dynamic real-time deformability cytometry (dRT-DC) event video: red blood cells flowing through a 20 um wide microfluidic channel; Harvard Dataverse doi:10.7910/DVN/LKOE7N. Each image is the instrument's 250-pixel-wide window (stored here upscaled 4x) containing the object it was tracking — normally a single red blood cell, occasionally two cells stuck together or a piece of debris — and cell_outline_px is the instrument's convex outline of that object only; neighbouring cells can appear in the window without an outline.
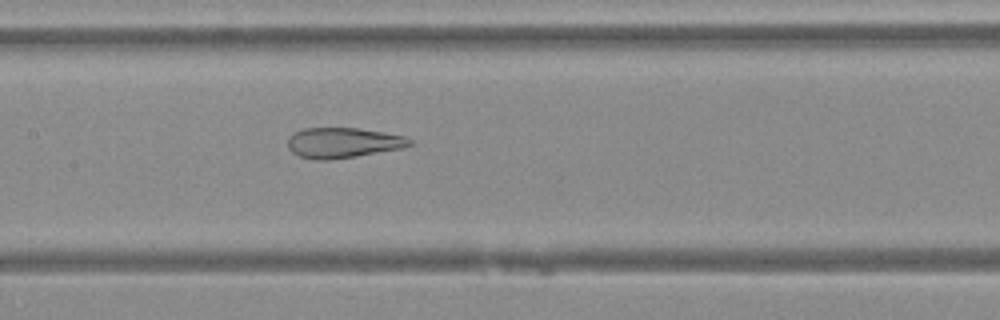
{"species": "Egyptian fruit bat (a non-hibernating species)", "species_latin": "Rousettus aegyptiacus", "temperature_condition": "warm", "stored_images_in_passage": 44, "camera_frame_rate_fps": 3000, "um_per_image_px": 0.085, "animal": {"sex": "female"}, "frame": {"image": 1, "passage_image": 19, "time_ms": 6.0, "image_size_px": [1000, 320], "cell_outline_px": [[412, 144], [404, 148], [356, 156], [328, 160], [316, 160], [300, 156], [292, 152], [288, 148], [288, 136], [292, 132], [304, 128], [360, 128], [384, 132], [404, 136], [412, 140]], "centroid_in_image_um": [29.14, 12.13], "position_along_channel_um": 178.3, "area_um2": 21.68}}
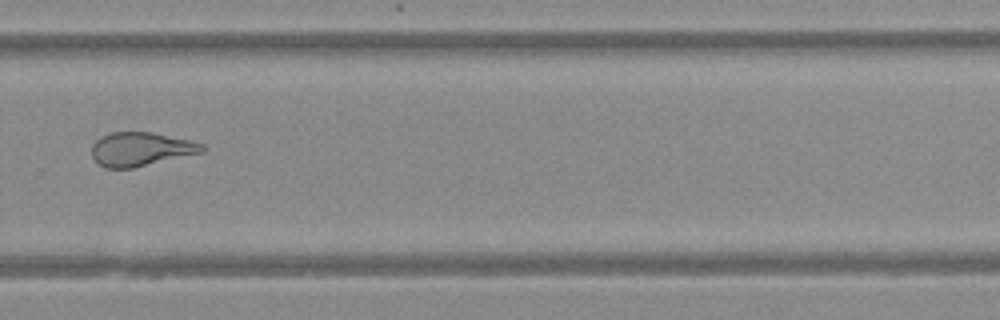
{"frame": {"image": 2, "passage_image": 29, "time_ms": 9.333, "image_size_px": [1000, 320], "cell_outline_px": [[204, 152], [132, 168], [104, 168], [92, 156], [92, 144], [100, 136], [112, 132], [152, 132], [192, 140], [204, 144]], "centroid_in_image_um": [11.98, 12.66], "position_along_channel_um": 317.8, "area_um2": 21.79}}
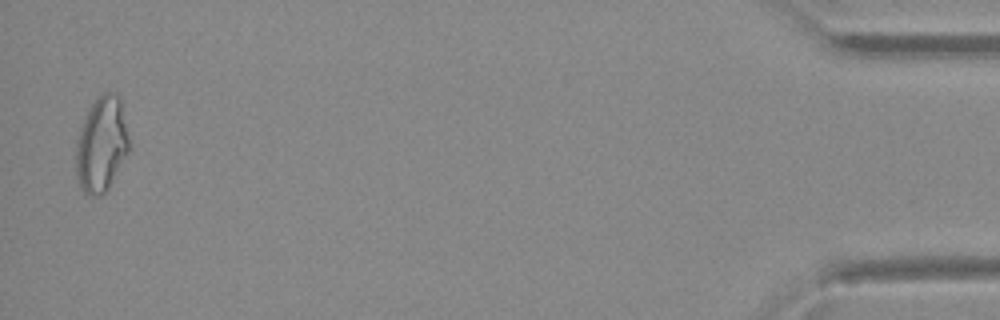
{"frame": {"image": 3, "passage_image": 43, "time_ms": 14.0, "image_size_px": [1000, 320], "cell_outline_px": [[132, 148], [108, 188], [100, 196], [88, 196], [84, 192], [80, 184], [76, 172], [76, 144], [80, 128], [92, 104], [104, 92], [112, 92], [120, 100]], "centroid_in_image_um": [8.66, 12.32], "position_along_channel_um": 426.5, "area_um2": 29.3}}